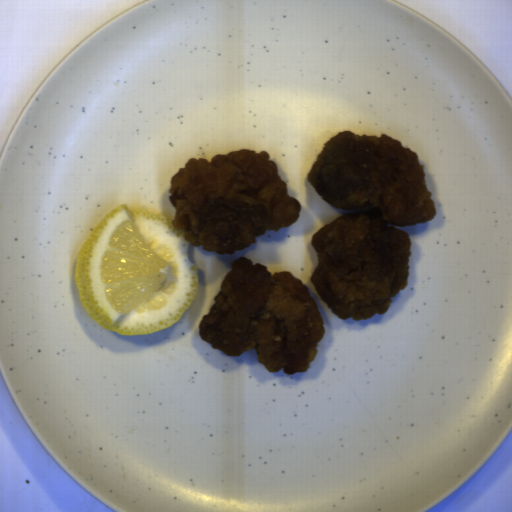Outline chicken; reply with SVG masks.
Segmentation results:
<instances>
[{
  "mask_svg": "<svg viewBox=\"0 0 512 512\" xmlns=\"http://www.w3.org/2000/svg\"><path fill=\"white\" fill-rule=\"evenodd\" d=\"M169 193L176 210L171 224L190 245L221 256L294 225L302 211L267 151L190 158L172 175Z\"/></svg>",
  "mask_w": 512,
  "mask_h": 512,
  "instance_id": "obj_2",
  "label": "chicken"
},
{
  "mask_svg": "<svg viewBox=\"0 0 512 512\" xmlns=\"http://www.w3.org/2000/svg\"><path fill=\"white\" fill-rule=\"evenodd\" d=\"M200 338L230 357L254 350L270 373L307 371L325 334L324 318L302 280L289 270L271 275L247 257L231 262Z\"/></svg>",
  "mask_w": 512,
  "mask_h": 512,
  "instance_id": "obj_3",
  "label": "chicken"
},
{
  "mask_svg": "<svg viewBox=\"0 0 512 512\" xmlns=\"http://www.w3.org/2000/svg\"><path fill=\"white\" fill-rule=\"evenodd\" d=\"M333 208L346 210L312 239L321 301L340 319L385 313L408 284L410 236L396 226L433 220L424 166L397 138L343 131L324 143L307 178Z\"/></svg>",
  "mask_w": 512,
  "mask_h": 512,
  "instance_id": "obj_1",
  "label": "chicken"
}]
</instances>
